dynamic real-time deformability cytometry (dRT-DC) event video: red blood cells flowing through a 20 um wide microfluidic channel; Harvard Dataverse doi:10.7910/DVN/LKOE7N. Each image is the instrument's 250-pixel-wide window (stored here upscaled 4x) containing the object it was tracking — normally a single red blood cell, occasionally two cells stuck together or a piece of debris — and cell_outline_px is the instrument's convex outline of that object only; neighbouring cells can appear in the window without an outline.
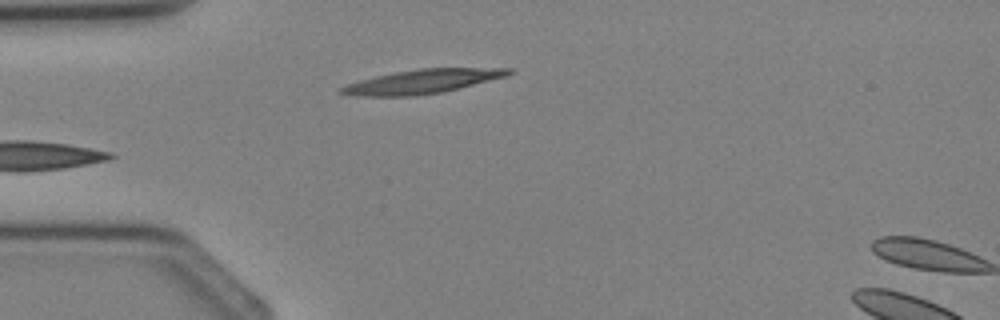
{"species": "Egyptian fruit bat (a non-hibernating species)", "species_latin": "Rousettus aegyptiacus", "temperature_condition": "cold", "stored_images_in_passage": 3, "camera_frame_rate_fps": 3000, "um_per_image_px": 0.085, "animal": {"sex": "female"}, "frame": {"image": 1, "passage_image": 2, "time_ms": 1.333, "image_size_px": [1000, 320], "cell_outline_px": [[516, 72], [508, 76], [444, 92], [412, 96], [352, 96], [336, 92], [340, 88], [348, 84], [360, 80], [376, 76], [396, 72], [420, 68], [512, 68]], "centroid_in_image_um": [35.94, 6.93], "position_along_channel_um": 49.1, "area_um2": 23.58}}